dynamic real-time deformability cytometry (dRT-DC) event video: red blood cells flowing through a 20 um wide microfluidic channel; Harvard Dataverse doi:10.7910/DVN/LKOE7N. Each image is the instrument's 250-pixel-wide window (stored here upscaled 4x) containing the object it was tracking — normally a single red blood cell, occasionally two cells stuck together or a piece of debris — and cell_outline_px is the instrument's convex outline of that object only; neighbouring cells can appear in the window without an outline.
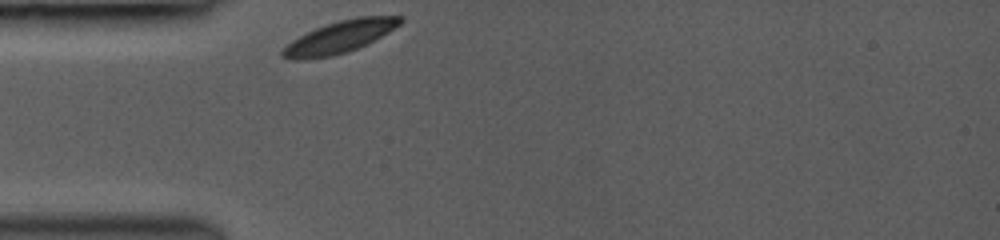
{"species": "common noctule bat (a hibernating species)", "species_latin": "Nyctalus noctula", "temperature_condition": "room temperature", "stored_images_in_passage": 18, "camera_frame_rate_fps": 3000, "um_per_image_px": 0.085, "animal": {"sex": "female", "body_mass_g": 19.0, "forearm_length_mm": 53.3}, "frame": {"image": 1, "passage_image": 1, "time_ms": 0.0, "image_size_px": [1000, 240], "cell_outline_px": [[404, 20], [400, 24], [388, 32], [368, 44], [348, 52], [332, 56], [304, 60], [292, 60], [280, 56], [280, 52], [292, 40], [316, 28], [340, 20], [356, 16], [404, 16]], "centroid_in_image_um": [28.88, 3.15], "position_along_channel_um": 56.1, "area_um2": 22.02}}
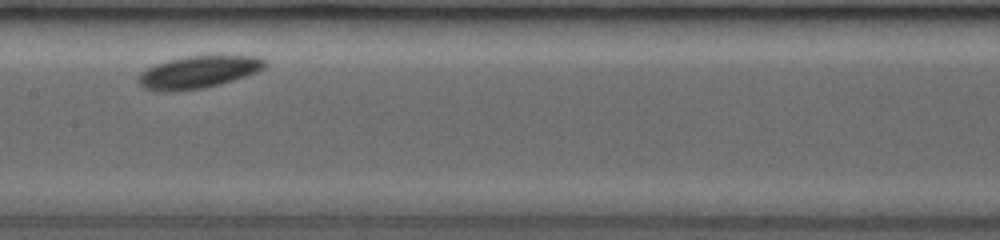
{"frame": {"image": 2, "passage_image": 8, "time_ms": 3.667, "image_size_px": [1000, 240], "cell_outline_px": [[268, 64], [264, 68], [256, 72], [220, 84], [204, 88], [164, 92], [144, 88], [136, 80], [136, 76], [148, 68], [156, 64], [168, 60], [184, 56], [260, 56], [268, 60]], "centroid_in_image_um": [16.86, 6.12], "position_along_channel_um": 190.5, "area_um2": 23.81}}
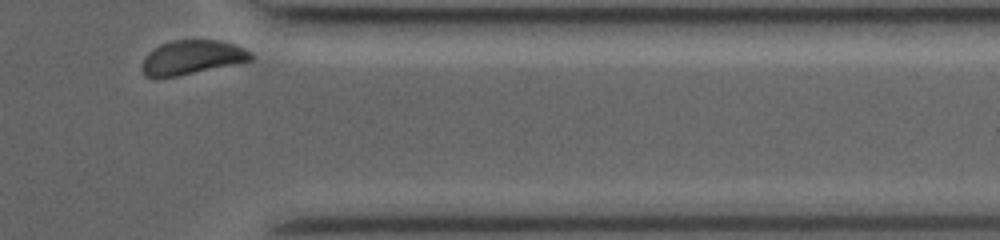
{"frame": {"image": 3, "passage_image": 18, "time_ms": 9.0, "image_size_px": [1000, 240], "cell_outline_px": [[252, 60], [176, 76], [152, 80], [144, 76], [144, 56], [148, 52], [160, 44], [172, 40], [220, 40], [244, 48], [252, 52]], "centroid_in_image_um": [16.27, 4.88], "position_along_channel_um": 395.1, "area_um2": 21.62}, "authors_computed_cell_mechanics": {"area_um2": 22.5131, "velocity_mm_per_s": 3.8244, "shape_relaxation_time_tau1_ms": 0.3664, "shape_relaxation_time_tau2_ms": null, "deformation_change_tau1": 0.0254, "deformation_change_tau2": null}}